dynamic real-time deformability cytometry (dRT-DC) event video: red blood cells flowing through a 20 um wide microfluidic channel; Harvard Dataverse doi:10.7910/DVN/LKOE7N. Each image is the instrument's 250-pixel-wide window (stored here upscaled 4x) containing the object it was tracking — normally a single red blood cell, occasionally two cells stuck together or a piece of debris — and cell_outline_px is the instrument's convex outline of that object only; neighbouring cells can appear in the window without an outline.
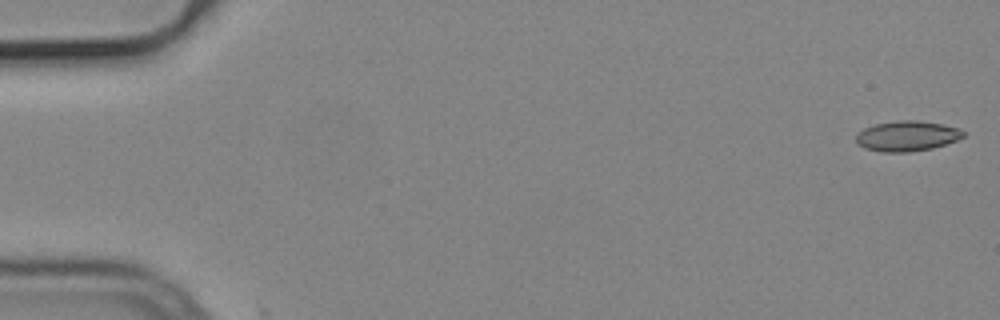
{"species": "common noctule bat (a hibernating species)", "species_latin": "Nyctalus noctula", "temperature_condition": "cold", "stored_images_in_passage": 2, "camera_frame_rate_fps": 3000, "um_per_image_px": 0.085, "animal": {"sex": "male", "body_mass_g": 19.2, "forearm_length_mm": 51.8}, "frame": {"image": 1, "passage_image": 1, "time_ms": 0.0, "image_size_px": [1000, 320], "cell_outline_px": [[964, 136], [956, 140], [932, 148], [908, 152], [880, 152], [864, 148], [856, 140], [856, 136], [864, 128], [876, 124], [900, 120], [916, 120], [944, 124], [956, 128], [964, 132]], "centroid_in_image_um": [77.09, 11.56], "position_along_channel_um": 7.9, "area_um2": 18.67}}